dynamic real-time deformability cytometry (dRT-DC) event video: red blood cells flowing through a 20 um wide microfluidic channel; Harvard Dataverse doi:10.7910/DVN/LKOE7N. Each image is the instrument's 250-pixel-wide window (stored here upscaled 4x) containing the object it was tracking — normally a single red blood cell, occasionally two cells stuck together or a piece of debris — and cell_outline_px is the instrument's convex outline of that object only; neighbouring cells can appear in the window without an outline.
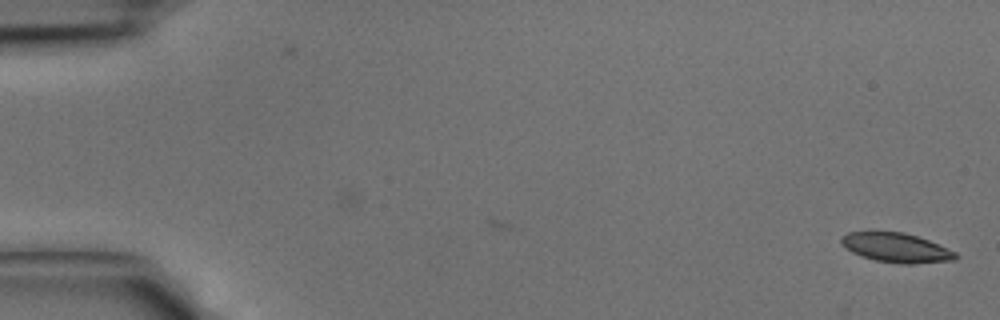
{"species": "common noctule bat (a hibernating species)", "species_latin": "Nyctalus noctula", "temperature_condition": "cold", "stored_images_in_passage": 8, "camera_frame_rate_fps": 3000, "um_per_image_px": 0.085, "animal": {"sex": "male", "body_mass_g": 15.6}, "frame": {"image": 1, "passage_image": 8, "time_ms": 2.333, "image_size_px": [1000, 320], "cell_outline_px": [[960, 256], [956, 260], [916, 264], [900, 264], [876, 260], [860, 256], [852, 252], [840, 244], [840, 236], [848, 232], [904, 232], [928, 240], [956, 252]], "centroid_in_image_um": [76.18, 21.06], "position_along_channel_um": 8.8, "area_um2": 19.71}}